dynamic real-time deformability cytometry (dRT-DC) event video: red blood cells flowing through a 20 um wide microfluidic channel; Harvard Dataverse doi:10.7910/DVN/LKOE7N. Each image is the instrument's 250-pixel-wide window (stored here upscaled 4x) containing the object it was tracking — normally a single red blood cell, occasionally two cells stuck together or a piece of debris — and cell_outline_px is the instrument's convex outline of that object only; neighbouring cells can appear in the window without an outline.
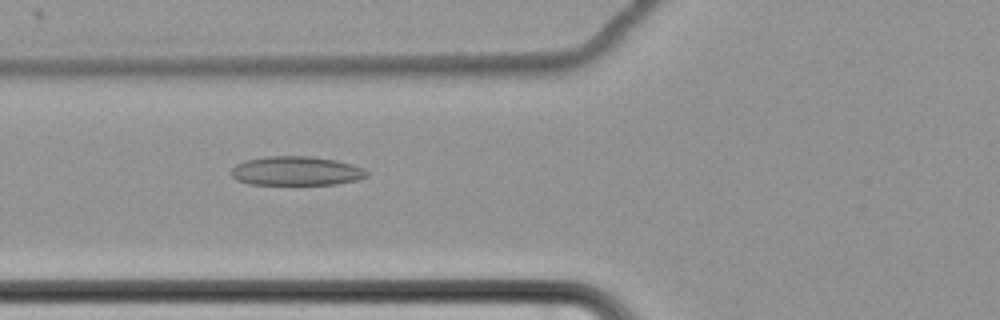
{"species": "common noctule bat (a hibernating species)", "species_latin": "Nyctalus noctula", "temperature_condition": "cold", "stored_images_in_passage": 62, "camera_frame_rate_fps": 3000, "um_per_image_px": 0.085, "animal": {"sex": "female", "body_mass_g": 22.7, "forearm_length_mm": 54.2}, "frame": {"image": 1, "passage_image": 26, "time_ms": 8.333, "image_size_px": [1000, 320], "cell_outline_px": [[368, 176], [356, 180], [336, 184], [248, 184], [236, 180], [232, 176], [232, 168], [236, 164], [244, 160], [264, 156], [312, 156], [336, 160], [352, 164], [364, 168], [368, 172]], "centroid_in_image_um": [25.17, 14.52], "position_along_channel_um": 100.6, "area_um2": 23.12}}
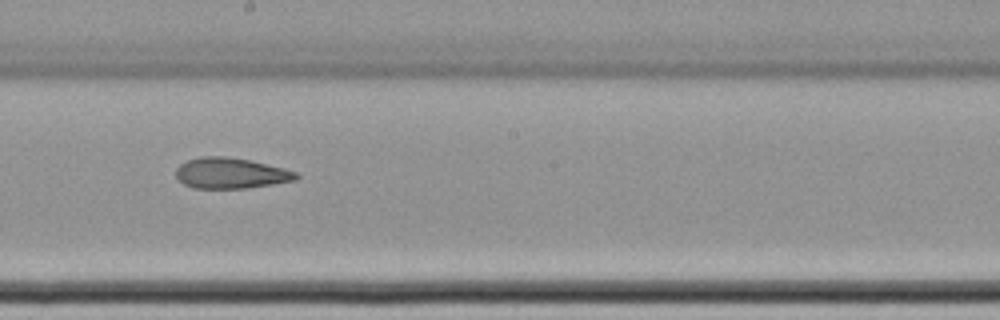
{"frame": {"image": 2, "passage_image": 37, "time_ms": 12.0, "image_size_px": [1000, 320], "cell_outline_px": [[300, 176], [296, 180], [248, 188], [192, 188], [184, 184], [176, 176], [176, 168], [180, 164], [188, 160], [200, 156], [228, 156], [248, 160], [284, 168], [296, 172]], "centroid_in_image_um": [19.6, 14.72], "position_along_channel_um": 228.6, "area_um2": 21.5}}
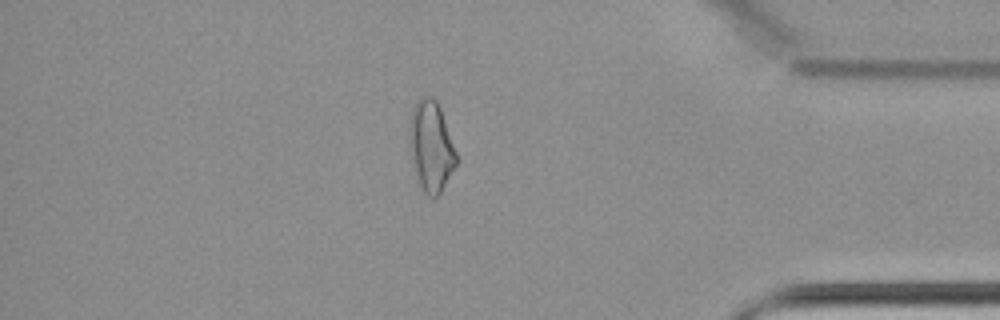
{"frame": {"image": 3, "passage_image": 54, "time_ms": 17.667, "image_size_px": [1000, 320], "cell_outline_px": [[460, 160], [440, 192], [432, 200], [424, 192], [420, 184], [416, 172], [408, 140], [408, 124], [412, 104], [420, 96], [432, 96], [436, 100], [440, 108]], "centroid_in_image_um": [36.64, 12.38], "position_along_channel_um": 398.6, "area_um2": 25.09}, "authors_computed_cell_mechanics": {"area_um2": 25.4031, "velocity_mm_per_s": 3.4804, "shape_relaxation_time_tau1_ms": null, "shape_relaxation_time_tau2_ms": 5.9209, "deformation_change_tau1": null, "deformation_change_tau2": 0.1684}}